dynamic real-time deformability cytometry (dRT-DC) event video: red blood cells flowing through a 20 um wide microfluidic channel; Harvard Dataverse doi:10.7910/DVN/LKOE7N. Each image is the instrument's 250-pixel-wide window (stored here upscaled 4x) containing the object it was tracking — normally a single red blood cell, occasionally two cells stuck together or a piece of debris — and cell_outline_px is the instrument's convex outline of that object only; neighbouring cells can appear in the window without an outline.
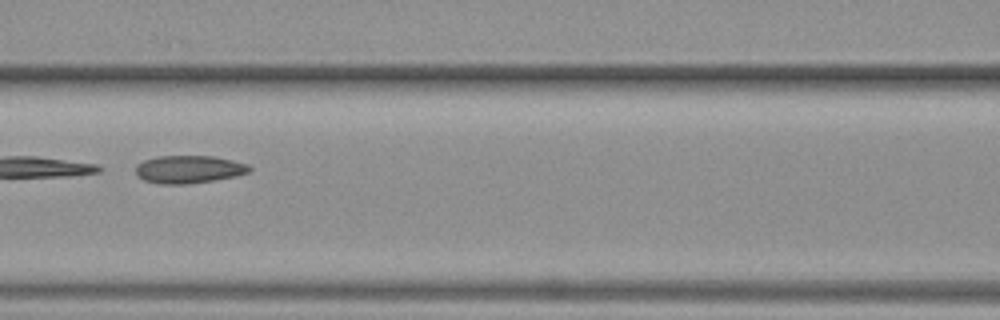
{"species": "common noctule bat (a hibernating species)", "species_latin": "Nyctalus noctula", "temperature_condition": "warm", "stored_images_in_passage": 6, "camera_frame_rate_fps": 3000, "um_per_image_px": 0.085, "animal": {"sex": "female", "body_mass_g": 19.3, "forearm_length_mm": 54.1}, "frame": {"image": 1, "passage_image": 6, "time_ms": 6.0, "image_size_px": [1000, 320], "cell_outline_px": [[252, 168], [248, 172], [236, 176], [188, 184], [160, 184], [144, 180], [136, 176], [136, 164], [144, 160], [156, 156], [212, 156], [232, 160], [248, 164]], "centroid_in_image_um": [16.02, 14.39], "position_along_channel_um": 150.6, "area_um2": 18.44}}